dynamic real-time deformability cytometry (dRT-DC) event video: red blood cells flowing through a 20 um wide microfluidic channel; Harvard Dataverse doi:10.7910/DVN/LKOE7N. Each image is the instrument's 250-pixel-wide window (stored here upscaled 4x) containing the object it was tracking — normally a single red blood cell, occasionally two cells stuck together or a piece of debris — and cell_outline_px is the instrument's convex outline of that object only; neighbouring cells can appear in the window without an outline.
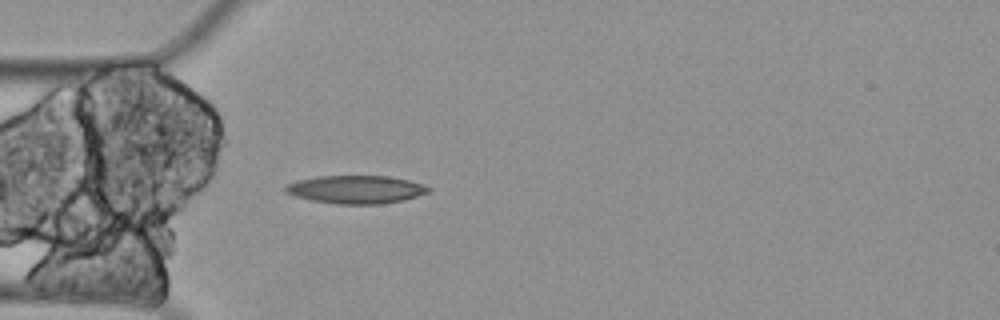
{"species": "Egyptian fruit bat (a non-hibernating species)", "species_latin": "Rousettus aegyptiacus", "temperature_condition": "cold", "stored_images_in_passage": 5, "camera_frame_rate_fps": 3000, "um_per_image_px": 0.085, "animal": {"sex": "female"}, "frame": {"image": 1, "passage_image": 5, "time_ms": 1.333, "image_size_px": [1000, 320], "cell_outline_px": [[432, 188], [428, 192], [404, 200], [384, 204], [336, 204], [312, 200], [292, 196], [284, 192], [284, 184], [296, 180], [316, 176], [388, 176], [408, 180], [424, 184]], "centroid_in_image_um": [30.2, 16.1], "position_along_channel_um": 54.8, "area_um2": 23.7}}